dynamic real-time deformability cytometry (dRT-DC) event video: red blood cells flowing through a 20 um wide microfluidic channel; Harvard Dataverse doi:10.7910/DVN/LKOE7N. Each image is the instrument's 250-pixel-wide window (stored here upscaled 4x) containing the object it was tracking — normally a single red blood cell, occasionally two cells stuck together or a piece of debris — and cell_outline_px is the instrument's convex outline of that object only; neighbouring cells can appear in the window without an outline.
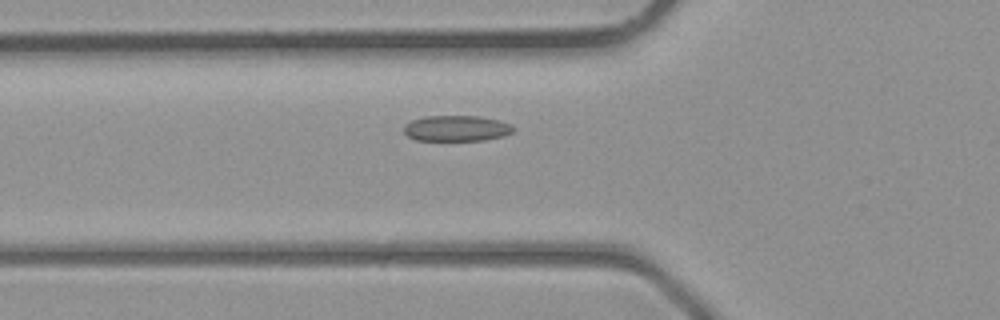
{"species": "common noctule bat (a hibernating species)", "species_latin": "Nyctalus noctula", "temperature_condition": "room temperature", "stored_images_in_passage": 29, "camera_frame_rate_fps": 3000, "um_per_image_px": 0.085, "animal": {"sex": "male", "body_mass_g": 23.1, "forearm_length_mm": 52.7}, "frame": {"image": 1, "passage_image": 4, "time_ms": 1.0, "image_size_px": [1000, 320], "cell_outline_px": [[516, 128], [512, 132], [504, 136], [484, 140], [416, 140], [408, 136], [404, 132], [404, 124], [412, 120], [424, 116], [480, 116], [500, 120], [512, 124]], "centroid_in_image_um": [38.83, 10.9], "position_along_channel_um": 87.0, "area_um2": 16.59}}
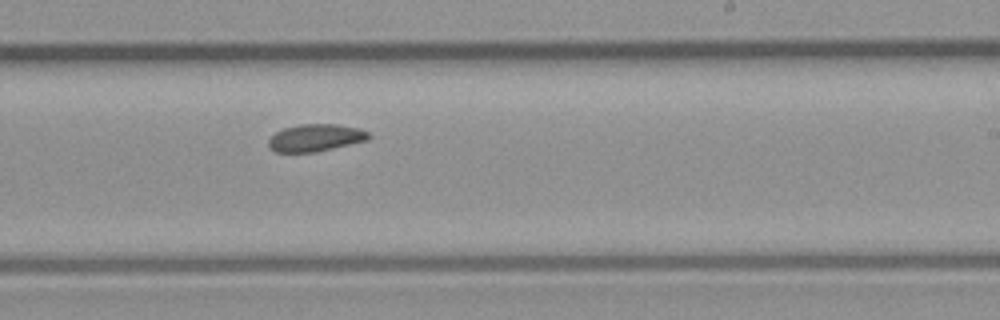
{"frame": {"image": 2, "passage_image": 14, "time_ms": 4.333, "image_size_px": [1000, 320], "cell_outline_px": [[372, 136], [368, 140], [332, 148], [312, 152], [276, 152], [268, 144], [268, 140], [276, 132], [284, 128], [300, 124], [336, 124], [360, 128], [368, 132]], "centroid_in_image_um": [26.85, 11.7], "position_along_channel_um": 262.2, "area_um2": 15.78}}
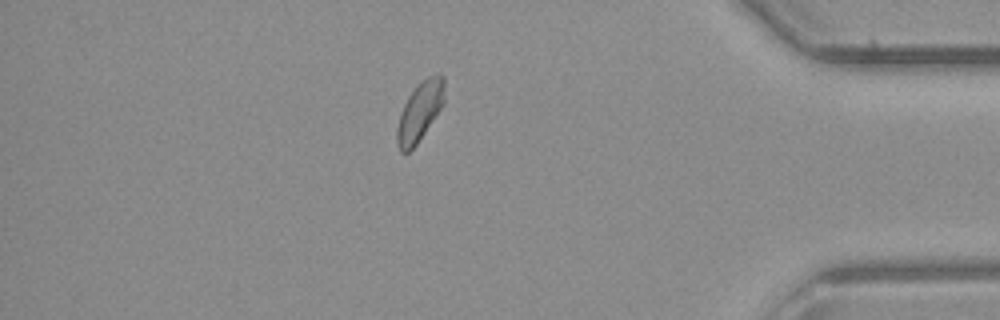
{"frame": {"image": 3, "passage_image": 24, "time_ms": 7.667, "image_size_px": [1000, 320], "cell_outline_px": [[444, 104], [416, 144], [408, 152], [400, 152], [396, 144], [396, 128], [404, 104], [408, 96], [428, 76], [440, 72], [444, 76]], "centroid_in_image_um": [35.69, 9.48], "position_along_channel_um": 399.5, "area_um2": 16.13}}